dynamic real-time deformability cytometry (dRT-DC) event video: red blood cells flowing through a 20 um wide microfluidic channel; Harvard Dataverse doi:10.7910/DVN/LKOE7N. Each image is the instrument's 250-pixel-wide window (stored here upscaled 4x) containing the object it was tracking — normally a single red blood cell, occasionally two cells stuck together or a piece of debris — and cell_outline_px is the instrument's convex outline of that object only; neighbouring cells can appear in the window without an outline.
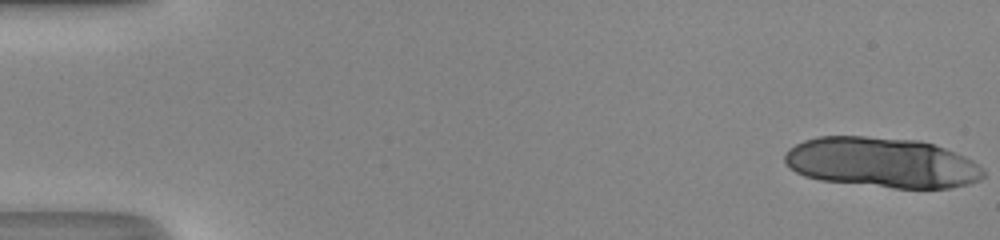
{"species": "human", "species_latin": "Homo sapiens", "temperature_condition": "room temperature", "stored_images_in_passage": 16, "camera_frame_rate_fps": 3000, "um_per_image_px": 0.085, "donor": {"sex": "male"}, "frame": {"image": 1, "passage_image": 1, "time_ms": 0.0, "image_size_px": [1000, 240], "cell_outline_px": [[984, 176], [980, 180], [968, 184], [952, 188], [892, 188], [820, 180], [804, 176], [796, 172], [784, 160], [784, 156], [788, 148], [804, 140], [820, 136], [864, 136], [920, 140], [944, 148], [964, 156], [972, 160], [984, 172]], "centroid_in_image_um": [74.95, 13.82], "position_along_channel_um": 10.1, "area_um2": 58.15}}